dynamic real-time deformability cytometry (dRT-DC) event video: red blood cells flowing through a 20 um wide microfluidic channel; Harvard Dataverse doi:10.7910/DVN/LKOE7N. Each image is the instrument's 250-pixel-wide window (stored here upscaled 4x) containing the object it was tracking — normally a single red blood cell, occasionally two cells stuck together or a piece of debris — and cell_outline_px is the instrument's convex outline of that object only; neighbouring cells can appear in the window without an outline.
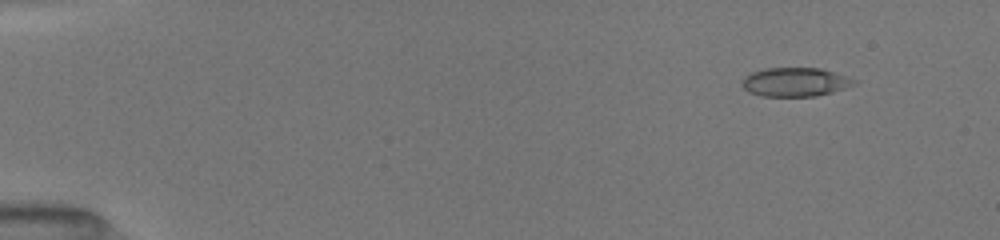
{"species": "common noctule bat (a hibernating species)", "species_latin": "Nyctalus noctula", "temperature_condition": "room temperature", "stored_images_in_passage": 52, "camera_frame_rate_fps": 3000, "um_per_image_px": 0.085, "animal": {"sex": "female", "body_mass_g": 19.5, "forearm_length_mm": 54.1}, "frame": {"image": 1, "passage_image": 6, "time_ms": 1.667, "image_size_px": [1000, 240], "cell_outline_px": [[860, 80], [856, 84], [832, 92], [816, 96], [760, 96], [748, 92], [740, 84], [740, 80], [744, 76], [752, 72], [764, 68], [820, 68], [848, 76]], "centroid_in_image_um": [67.58, 6.97], "position_along_channel_um": 17.4, "area_um2": 19.13}}
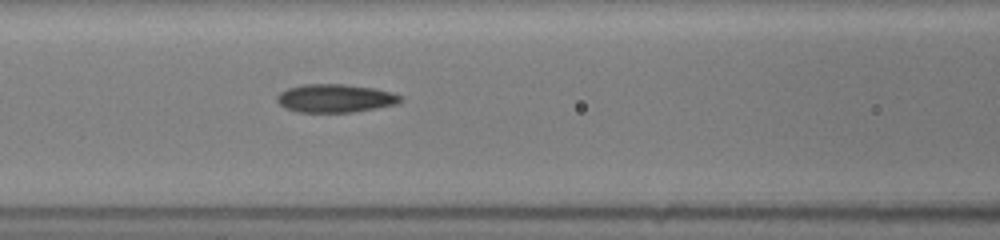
{"frame": {"image": 2, "passage_image": 24, "time_ms": 7.667, "image_size_px": [1000, 240], "cell_outline_px": [[404, 100], [396, 104], [376, 108], [352, 112], [300, 112], [284, 108], [276, 100], [276, 96], [280, 92], [288, 88], [304, 84], [344, 84], [376, 88], [392, 92], [404, 96]], "centroid_in_image_um": [28.52, 8.35], "position_along_channel_um": 138.1, "area_um2": 20.52}}
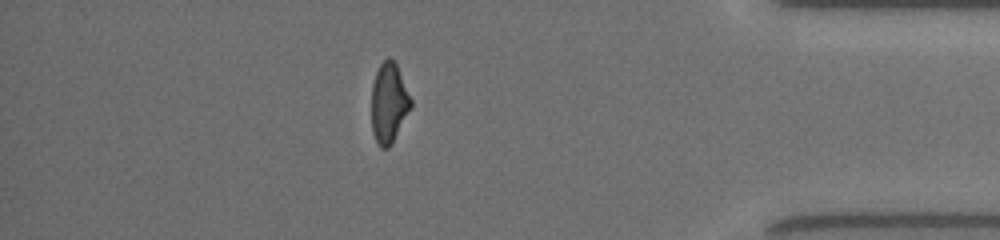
{"frame": {"image": 3, "passage_image": 46, "time_ms": 15.0, "image_size_px": [1000, 240], "cell_outline_px": [[412, 108], [392, 144], [388, 148], [380, 148], [372, 132], [372, 84], [376, 72], [380, 64], [388, 56], [396, 64], [412, 100]], "centroid_in_image_um": [33.06, 8.78], "position_along_channel_um": 402.1, "area_um2": 18.44}, "authors_computed_cell_mechanics": {"area_um2": 19.4786, "velocity_mm_per_s": 4.047, "shape_relaxation_time_tau1_ms": 4.4021, "shape_relaxation_time_tau2_ms": 1.7763, "deformation_change_tau1": 0.1724, "deformation_change_tau2": 0.0978}}